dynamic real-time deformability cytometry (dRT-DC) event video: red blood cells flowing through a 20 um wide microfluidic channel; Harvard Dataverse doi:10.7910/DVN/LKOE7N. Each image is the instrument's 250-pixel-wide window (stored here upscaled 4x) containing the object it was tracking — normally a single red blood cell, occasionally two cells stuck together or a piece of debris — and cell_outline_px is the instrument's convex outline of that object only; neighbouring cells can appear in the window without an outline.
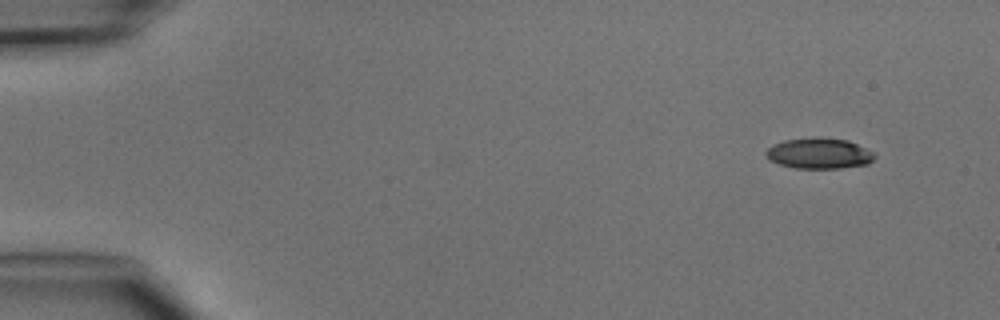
{"species": "common noctule bat (a hibernating species)", "species_latin": "Nyctalus noctula", "temperature_condition": "cold", "stored_images_in_passage": 4, "camera_frame_rate_fps": 3000, "um_per_image_px": 0.085, "animal": {"sex": "male", "body_mass_g": 15.6}, "frame": {"image": 1, "passage_image": 1, "time_ms": 0.0, "image_size_px": [1000, 320], "cell_outline_px": [[876, 156], [868, 164], [840, 168], [796, 168], [780, 164], [768, 160], [764, 152], [772, 144], [784, 140], [816, 136], [820, 136], [848, 140], [876, 152]], "centroid_in_image_um": [69.63, 13.02], "position_along_channel_um": 15.4, "area_um2": 19.83}}
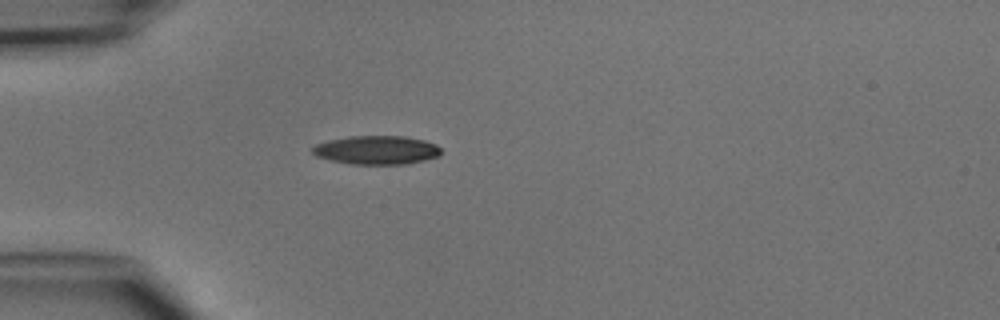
{"frame": {"image": 2, "passage_image": 4, "time_ms": 3.333, "image_size_px": [1000, 320], "cell_outline_px": [[440, 156], [424, 160], [404, 164], [352, 164], [332, 160], [316, 156], [312, 152], [312, 148], [316, 144], [328, 140], [348, 136], [404, 136], [424, 140], [436, 144], [440, 148]], "centroid_in_image_um": [32.02, 12.75], "position_along_channel_um": 53.0, "area_um2": 21.44}}